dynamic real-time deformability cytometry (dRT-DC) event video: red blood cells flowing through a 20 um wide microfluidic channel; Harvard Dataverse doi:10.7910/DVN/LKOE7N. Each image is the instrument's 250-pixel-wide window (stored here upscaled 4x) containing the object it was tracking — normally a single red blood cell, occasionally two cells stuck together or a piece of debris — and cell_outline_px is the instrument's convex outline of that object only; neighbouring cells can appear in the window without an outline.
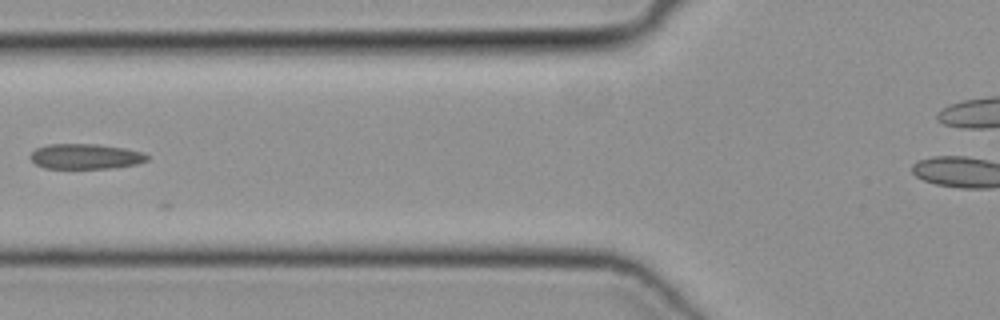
{"species": "common noctule bat (a hibernating species)", "species_latin": "Nyctalus noctula", "temperature_condition": "cold", "stored_images_in_passage": 18, "camera_frame_rate_fps": 3000, "um_per_image_px": 0.085, "animal": {"sex": "female", "body_mass_g": 19.3, "forearm_length_mm": 54.1}, "frame": {"image": 1, "passage_image": 13, "time_ms": 4.0, "image_size_px": [1000, 320], "cell_outline_px": [[148, 160], [136, 164], [112, 168], [44, 168], [36, 164], [28, 156], [36, 148], [48, 144], [96, 144], [124, 148], [144, 152], [148, 156]], "centroid_in_image_um": [7.26, 13.29], "position_along_channel_um": 118.5, "area_um2": 17.17}}